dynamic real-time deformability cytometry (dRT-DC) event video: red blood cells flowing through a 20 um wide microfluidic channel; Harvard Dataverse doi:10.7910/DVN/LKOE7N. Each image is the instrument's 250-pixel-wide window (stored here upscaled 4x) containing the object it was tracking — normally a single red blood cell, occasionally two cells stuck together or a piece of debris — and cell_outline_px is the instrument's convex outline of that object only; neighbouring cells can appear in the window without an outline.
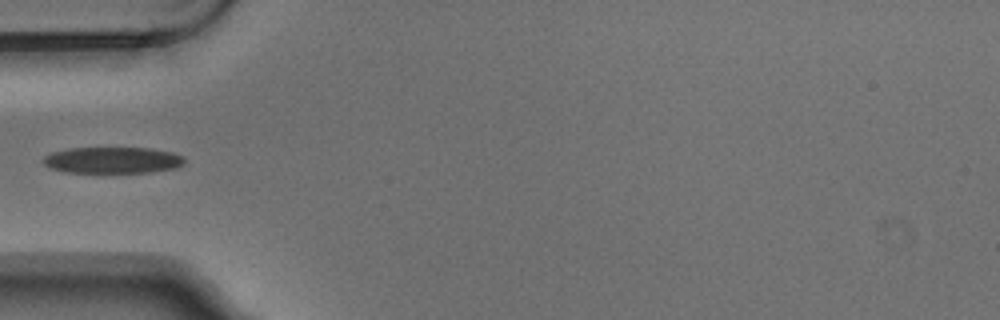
{"species": "Egyptian fruit bat (a non-hibernating species)", "species_latin": "Rousettus aegyptiacus", "temperature_condition": "warm", "stored_images_in_passage": 4, "camera_frame_rate_fps": 3000, "um_per_image_px": 0.085, "animal": {"sex": "male"}, "frame": {"image": 1, "passage_image": 3, "time_ms": 0.667, "image_size_px": [1000, 320], "cell_outline_px": [[184, 164], [176, 168], [152, 172], [64, 172], [48, 168], [44, 164], [44, 156], [52, 152], [68, 148], [148, 148], [172, 152], [184, 156]], "centroid_in_image_um": [9.57, 13.61], "position_along_channel_um": 75.4, "area_um2": 21.73}}
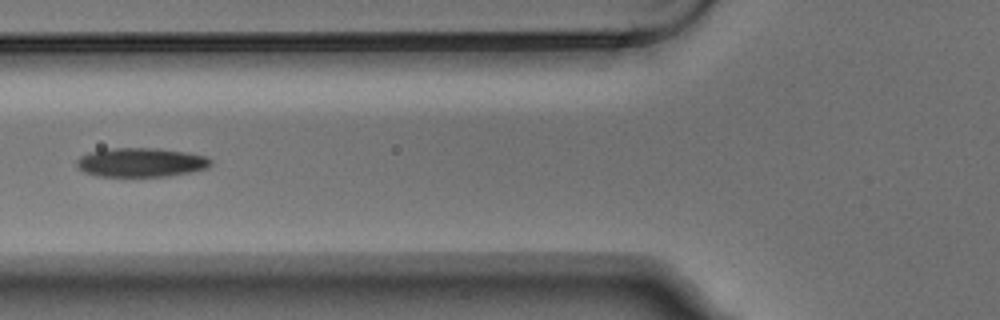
{"frame": {"image": 2, "passage_image": 4, "time_ms": 1.0, "image_size_px": [1000, 320], "cell_outline_px": [[212, 164], [208, 168], [192, 172], [168, 176], [96, 176], [84, 172], [76, 168], [76, 160], [80, 156], [88, 152], [112, 148], [160, 148], [188, 152], [204, 156], [212, 160]], "centroid_in_image_um": [11.98, 13.8], "position_along_channel_um": 113.8, "area_um2": 23.0}}